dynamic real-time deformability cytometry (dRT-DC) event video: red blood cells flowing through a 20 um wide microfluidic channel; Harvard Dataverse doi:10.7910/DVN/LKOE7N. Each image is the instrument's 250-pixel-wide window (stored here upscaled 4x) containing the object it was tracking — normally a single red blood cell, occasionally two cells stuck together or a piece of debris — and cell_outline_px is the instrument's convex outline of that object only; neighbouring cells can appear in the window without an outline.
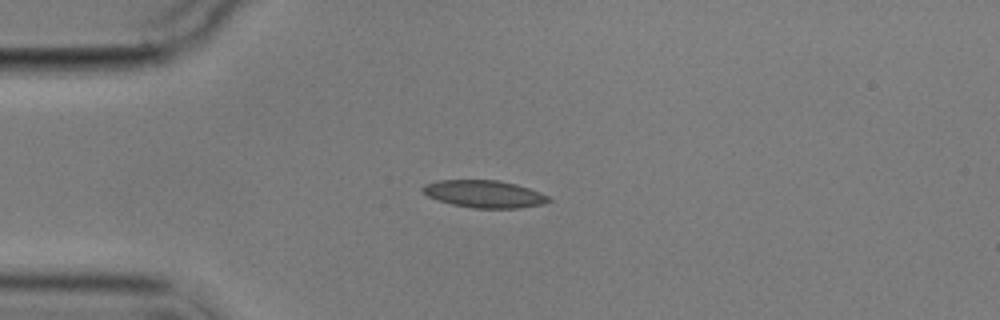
{"species": "common noctule bat (a hibernating species)", "species_latin": "Nyctalus noctula", "temperature_condition": "cold", "stored_images_in_passage": 8, "camera_frame_rate_fps": 3000, "um_per_image_px": 0.085, "animal": {"sex": "male", "body_mass_g": 17.9}, "frame": {"image": 1, "passage_image": 1, "time_ms": 0.0, "image_size_px": [1000, 320], "cell_outline_px": [[552, 200], [544, 204], [520, 208], [472, 208], [452, 204], [428, 196], [420, 188], [424, 184], [440, 180], [500, 180], [516, 184], [540, 192], [548, 196]], "centroid_in_image_um": [41.18, 16.48], "position_along_channel_um": 43.8, "area_um2": 20.06}}
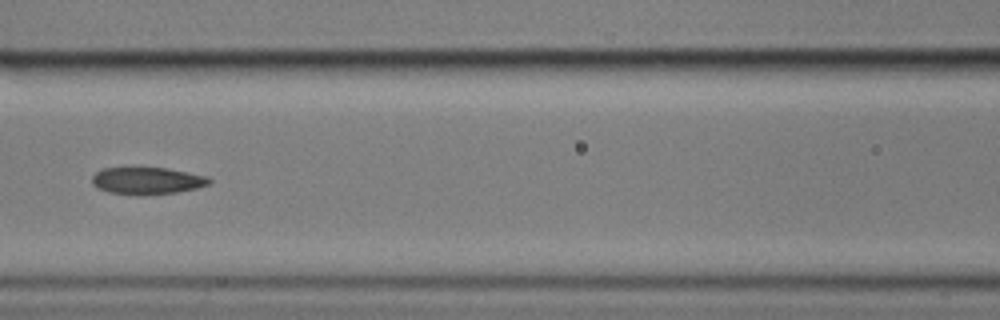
{"frame": {"image": 2, "passage_image": 4, "time_ms": 3.667, "image_size_px": [1000, 320], "cell_outline_px": [[212, 180], [208, 184], [196, 188], [176, 192], [108, 192], [96, 188], [92, 184], [92, 176], [96, 172], [104, 168], [168, 168], [208, 176]], "centroid_in_image_um": [12.51, 15.31], "position_along_channel_um": 154.1, "area_um2": 17.63}}
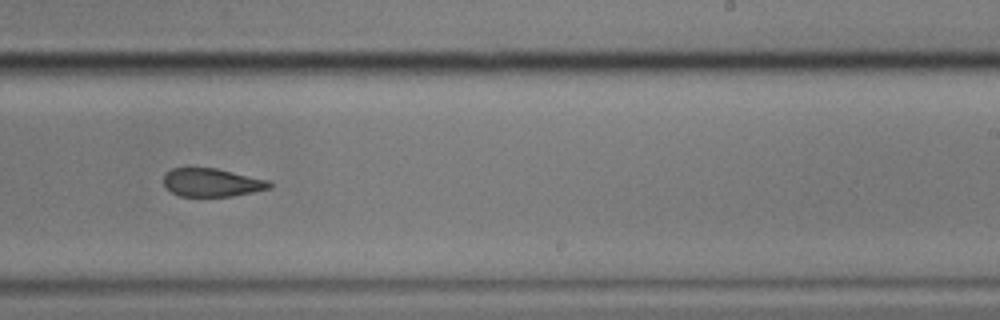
{"frame": {"image": 3, "passage_image": 7, "time_ms": 7.0, "image_size_px": [1000, 320], "cell_outline_px": [[272, 188], [232, 196], [180, 196], [172, 192], [164, 184], [164, 176], [172, 168], [216, 168], [268, 180], [272, 184]], "centroid_in_image_um": [18.03, 15.51], "position_along_channel_um": 271.0, "area_um2": 17.22}}